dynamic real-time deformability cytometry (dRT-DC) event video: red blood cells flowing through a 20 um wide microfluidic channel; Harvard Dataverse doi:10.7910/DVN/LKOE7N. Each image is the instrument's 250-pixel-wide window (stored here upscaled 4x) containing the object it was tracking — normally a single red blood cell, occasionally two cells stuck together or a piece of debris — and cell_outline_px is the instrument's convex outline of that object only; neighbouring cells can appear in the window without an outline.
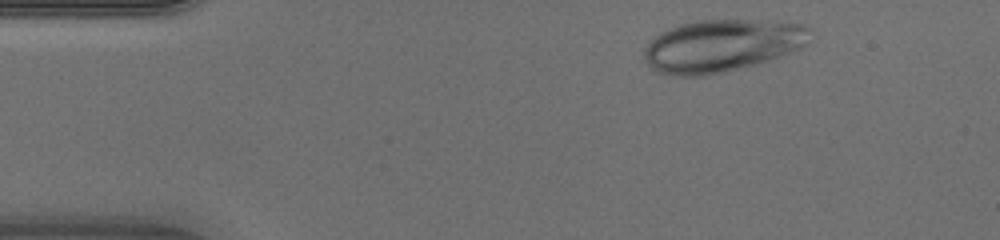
{"species": "human", "species_latin": "Homo sapiens", "temperature_condition": "warm", "stored_images_in_passage": 34, "camera_frame_rate_fps": 3000, "um_per_image_px": 0.085, "donor": {"sex": "male"}, "frame": {"image": 1, "passage_image": 3, "time_ms": 0.667, "image_size_px": [1000, 240], "cell_outline_px": [[812, 28], [808, 44], [800, 48], [760, 64], [728, 72], [708, 76], [672, 76], [656, 72], [644, 60], [644, 48], [660, 32], [680, 24], [696, 20], [772, 20], [804, 24]], "centroid_in_image_um": [61.4, 3.89], "position_along_channel_um": 23.6, "area_um2": 51.56}}
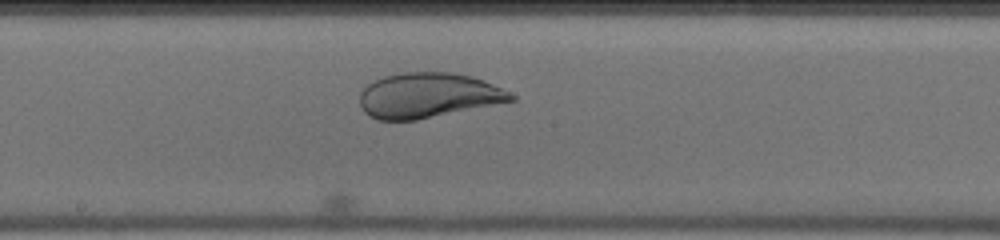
{"frame": {"image": 2, "passage_image": 21, "time_ms": 6.667, "image_size_px": [1000, 240], "cell_outline_px": [[516, 100], [416, 120], [376, 120], [368, 116], [364, 112], [360, 104], [360, 92], [372, 80], [384, 76], [404, 72], [452, 72], [472, 76], [484, 80], [516, 96]], "centroid_in_image_um": [36.35, 8.1], "position_along_channel_um": 211.8, "area_um2": 39.71}}
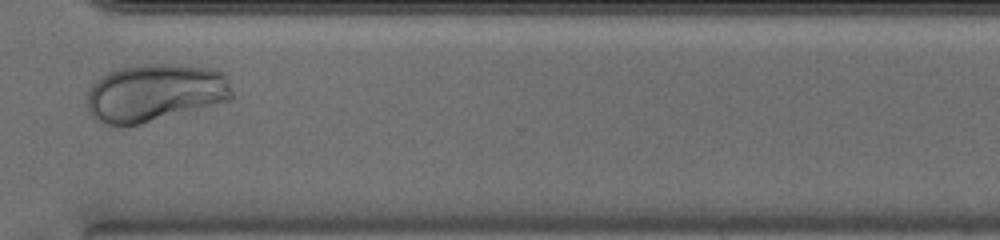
{"frame": {"image": 3, "passage_image": 31, "time_ms": 10.0, "image_size_px": [1000, 240], "cell_outline_px": [[232, 100], [140, 124], [124, 128], [120, 128], [96, 120], [88, 112], [88, 92], [92, 84], [100, 76], [116, 68], [140, 64], [172, 64], [212, 68], [224, 72], [228, 80], [232, 92]], "centroid_in_image_um": [13.16, 7.89], "position_along_channel_um": 357.4, "area_um2": 49.36}}